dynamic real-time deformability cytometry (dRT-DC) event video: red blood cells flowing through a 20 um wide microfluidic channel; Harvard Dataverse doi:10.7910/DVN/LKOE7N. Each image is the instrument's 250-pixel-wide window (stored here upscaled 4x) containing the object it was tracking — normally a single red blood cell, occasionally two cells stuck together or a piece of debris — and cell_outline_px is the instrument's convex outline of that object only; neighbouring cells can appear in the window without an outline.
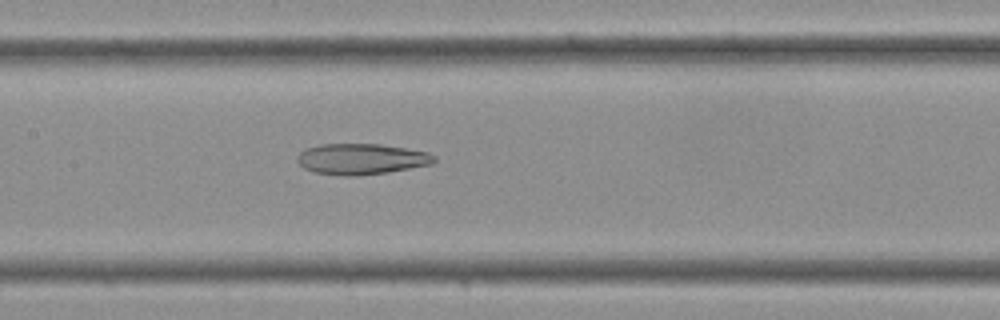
{"species": "Egyptian fruit bat (a non-hibernating species)", "species_latin": "Rousettus aegyptiacus", "temperature_condition": "cold", "stored_images_in_passage": 36, "camera_frame_rate_fps": 3000, "um_per_image_px": 0.085, "frame": {"image": 1, "passage_image": 17, "time_ms": 5.333, "image_size_px": [1000, 320], "cell_outline_px": [[436, 160], [432, 164], [388, 172], [356, 176], [344, 176], [312, 172], [304, 168], [296, 160], [296, 156], [300, 152], [308, 148], [320, 144], [380, 144], [428, 152], [436, 156]], "centroid_in_image_um": [30.7, 13.52], "position_along_channel_um": 176.7, "area_um2": 24.68}}
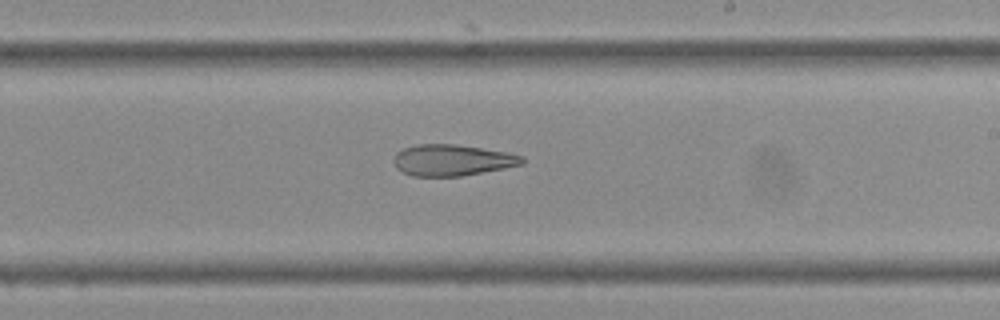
{"frame": {"image": 2, "passage_image": 21, "time_ms": 6.667, "image_size_px": [1000, 320], "cell_outline_px": [[524, 164], [504, 168], [460, 176], [412, 176], [400, 172], [396, 168], [392, 160], [396, 152], [404, 148], [416, 144], [456, 144], [508, 152], [524, 156]], "centroid_in_image_um": [38.41, 13.61], "position_along_channel_um": 250.6, "area_um2": 23.58}}
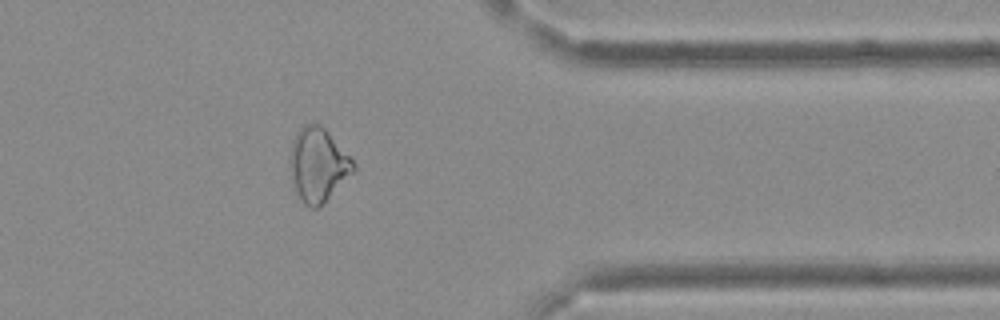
{"frame": {"image": 3, "passage_image": 29, "time_ms": 9.333, "image_size_px": [1000, 320], "cell_outline_px": [[356, 172], [320, 208], [312, 208], [304, 204], [292, 184], [288, 168], [288, 156], [292, 140], [296, 132], [304, 124], [316, 120], [328, 132], [356, 164]], "centroid_in_image_um": [27.01, 14.01], "position_along_channel_um": 384.4, "area_um2": 28.21}}